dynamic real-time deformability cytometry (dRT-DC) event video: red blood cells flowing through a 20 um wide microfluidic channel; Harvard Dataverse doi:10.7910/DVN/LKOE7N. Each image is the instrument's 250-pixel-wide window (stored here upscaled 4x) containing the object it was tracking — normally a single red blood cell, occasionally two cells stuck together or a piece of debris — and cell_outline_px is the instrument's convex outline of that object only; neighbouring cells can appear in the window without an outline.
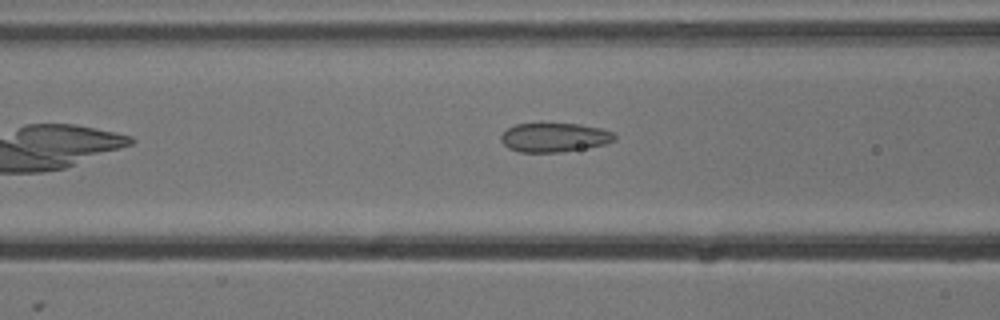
{"species": "common noctule bat (a hibernating species)", "species_latin": "Nyctalus noctula", "temperature_condition": "cold", "stored_images_in_passage": 6, "segment_of_instrument_passage": [2, 2], "camera_frame_rate_fps": 3000, "um_per_image_px": 0.085, "animal": {"sex": "male", "body_mass_g": 13.3}, "frame": {"image": 1, "passage_image": 6, "time_ms": 1.667, "image_size_px": [1000, 320], "cell_outline_px": [[616, 140], [604, 144], [560, 152], [520, 152], [508, 148], [500, 140], [500, 136], [508, 128], [516, 124], [540, 120], [580, 124], [600, 128], [616, 132]], "centroid_in_image_um": [47.1, 11.62], "position_along_channel_um": 119.5, "area_um2": 20.06}}